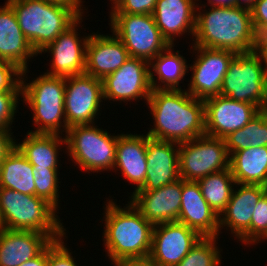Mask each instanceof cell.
<instances>
[{
  "label": "cell",
  "instance_id": "obj_39",
  "mask_svg": "<svg viewBox=\"0 0 267 266\" xmlns=\"http://www.w3.org/2000/svg\"><path fill=\"white\" fill-rule=\"evenodd\" d=\"M251 17L256 36L267 34V0L254 2Z\"/></svg>",
  "mask_w": 267,
  "mask_h": 266
},
{
  "label": "cell",
  "instance_id": "obj_41",
  "mask_svg": "<svg viewBox=\"0 0 267 266\" xmlns=\"http://www.w3.org/2000/svg\"><path fill=\"white\" fill-rule=\"evenodd\" d=\"M254 52L260 57L267 74V34L256 36V44Z\"/></svg>",
  "mask_w": 267,
  "mask_h": 266
},
{
  "label": "cell",
  "instance_id": "obj_30",
  "mask_svg": "<svg viewBox=\"0 0 267 266\" xmlns=\"http://www.w3.org/2000/svg\"><path fill=\"white\" fill-rule=\"evenodd\" d=\"M223 139L229 156L249 147L267 146V109L261 110L244 127Z\"/></svg>",
  "mask_w": 267,
  "mask_h": 266
},
{
  "label": "cell",
  "instance_id": "obj_42",
  "mask_svg": "<svg viewBox=\"0 0 267 266\" xmlns=\"http://www.w3.org/2000/svg\"><path fill=\"white\" fill-rule=\"evenodd\" d=\"M114 266H158L149 257L141 259H123L112 261Z\"/></svg>",
  "mask_w": 267,
  "mask_h": 266
},
{
  "label": "cell",
  "instance_id": "obj_18",
  "mask_svg": "<svg viewBox=\"0 0 267 266\" xmlns=\"http://www.w3.org/2000/svg\"><path fill=\"white\" fill-rule=\"evenodd\" d=\"M238 185L240 188L233 189L226 208L219 215V229L229 227L239 241L248 245L252 214L258 201L266 193V188L263 185Z\"/></svg>",
  "mask_w": 267,
  "mask_h": 266
},
{
  "label": "cell",
  "instance_id": "obj_23",
  "mask_svg": "<svg viewBox=\"0 0 267 266\" xmlns=\"http://www.w3.org/2000/svg\"><path fill=\"white\" fill-rule=\"evenodd\" d=\"M35 55L38 56L21 31L15 11L6 1L0 7V61L15 64L22 70L21 77H25L27 61Z\"/></svg>",
  "mask_w": 267,
  "mask_h": 266
},
{
  "label": "cell",
  "instance_id": "obj_16",
  "mask_svg": "<svg viewBox=\"0 0 267 266\" xmlns=\"http://www.w3.org/2000/svg\"><path fill=\"white\" fill-rule=\"evenodd\" d=\"M80 20H82V16L40 51L39 54L42 52H51L52 56L51 70H47L45 74L68 77L80 75L85 72L86 46L89 40V34L81 39L78 37V29L76 27H79Z\"/></svg>",
  "mask_w": 267,
  "mask_h": 266
},
{
  "label": "cell",
  "instance_id": "obj_28",
  "mask_svg": "<svg viewBox=\"0 0 267 266\" xmlns=\"http://www.w3.org/2000/svg\"><path fill=\"white\" fill-rule=\"evenodd\" d=\"M172 47L174 46L169 45L163 52L159 53L149 62L150 84L152 89H181L179 81H182L185 77L189 67L186 59L179 54L178 50L173 53ZM154 73L158 76L159 84H157V78L155 79L156 75Z\"/></svg>",
  "mask_w": 267,
  "mask_h": 266
},
{
  "label": "cell",
  "instance_id": "obj_26",
  "mask_svg": "<svg viewBox=\"0 0 267 266\" xmlns=\"http://www.w3.org/2000/svg\"><path fill=\"white\" fill-rule=\"evenodd\" d=\"M16 143V147L38 171L58 168V151L63 143L66 145V140L58 134L27 132L24 140Z\"/></svg>",
  "mask_w": 267,
  "mask_h": 266
},
{
  "label": "cell",
  "instance_id": "obj_13",
  "mask_svg": "<svg viewBox=\"0 0 267 266\" xmlns=\"http://www.w3.org/2000/svg\"><path fill=\"white\" fill-rule=\"evenodd\" d=\"M149 62L142 58L130 57L118 70L103 80V97L113 101L149 99L150 84Z\"/></svg>",
  "mask_w": 267,
  "mask_h": 266
},
{
  "label": "cell",
  "instance_id": "obj_44",
  "mask_svg": "<svg viewBox=\"0 0 267 266\" xmlns=\"http://www.w3.org/2000/svg\"><path fill=\"white\" fill-rule=\"evenodd\" d=\"M47 3L56 4L60 6H65L67 8H81L83 1L81 0H43Z\"/></svg>",
  "mask_w": 267,
  "mask_h": 266
},
{
  "label": "cell",
  "instance_id": "obj_25",
  "mask_svg": "<svg viewBox=\"0 0 267 266\" xmlns=\"http://www.w3.org/2000/svg\"><path fill=\"white\" fill-rule=\"evenodd\" d=\"M150 137L146 134H118L114 170L129 182L137 185V191L145 182L147 172L146 148Z\"/></svg>",
  "mask_w": 267,
  "mask_h": 266
},
{
  "label": "cell",
  "instance_id": "obj_2",
  "mask_svg": "<svg viewBox=\"0 0 267 266\" xmlns=\"http://www.w3.org/2000/svg\"><path fill=\"white\" fill-rule=\"evenodd\" d=\"M208 10L196 12L193 45L236 54L254 51L256 34L251 10L237 6H211Z\"/></svg>",
  "mask_w": 267,
  "mask_h": 266
},
{
  "label": "cell",
  "instance_id": "obj_24",
  "mask_svg": "<svg viewBox=\"0 0 267 266\" xmlns=\"http://www.w3.org/2000/svg\"><path fill=\"white\" fill-rule=\"evenodd\" d=\"M52 241L40 232L0 228V266H19L38 256Z\"/></svg>",
  "mask_w": 267,
  "mask_h": 266
},
{
  "label": "cell",
  "instance_id": "obj_46",
  "mask_svg": "<svg viewBox=\"0 0 267 266\" xmlns=\"http://www.w3.org/2000/svg\"><path fill=\"white\" fill-rule=\"evenodd\" d=\"M255 1L256 0H235V6L251 10L252 7L254 6Z\"/></svg>",
  "mask_w": 267,
  "mask_h": 266
},
{
  "label": "cell",
  "instance_id": "obj_6",
  "mask_svg": "<svg viewBox=\"0 0 267 266\" xmlns=\"http://www.w3.org/2000/svg\"><path fill=\"white\" fill-rule=\"evenodd\" d=\"M23 80L24 78L21 77L22 97L24 103L33 111V121L38 126L35 131L30 132L58 135L60 132L61 134L65 132L66 134L69 128L64 107L66 77L44 73L32 82L26 83Z\"/></svg>",
  "mask_w": 267,
  "mask_h": 266
},
{
  "label": "cell",
  "instance_id": "obj_32",
  "mask_svg": "<svg viewBox=\"0 0 267 266\" xmlns=\"http://www.w3.org/2000/svg\"><path fill=\"white\" fill-rule=\"evenodd\" d=\"M217 237H202L176 266H221Z\"/></svg>",
  "mask_w": 267,
  "mask_h": 266
},
{
  "label": "cell",
  "instance_id": "obj_43",
  "mask_svg": "<svg viewBox=\"0 0 267 266\" xmlns=\"http://www.w3.org/2000/svg\"><path fill=\"white\" fill-rule=\"evenodd\" d=\"M19 266H48V246L36 257Z\"/></svg>",
  "mask_w": 267,
  "mask_h": 266
},
{
  "label": "cell",
  "instance_id": "obj_47",
  "mask_svg": "<svg viewBox=\"0 0 267 266\" xmlns=\"http://www.w3.org/2000/svg\"><path fill=\"white\" fill-rule=\"evenodd\" d=\"M110 1H112V9L111 10H113V9H115L118 5H119V3L122 1V0H110Z\"/></svg>",
  "mask_w": 267,
  "mask_h": 266
},
{
  "label": "cell",
  "instance_id": "obj_14",
  "mask_svg": "<svg viewBox=\"0 0 267 266\" xmlns=\"http://www.w3.org/2000/svg\"><path fill=\"white\" fill-rule=\"evenodd\" d=\"M202 236L181 222L154 225L149 258L158 266H176Z\"/></svg>",
  "mask_w": 267,
  "mask_h": 266
},
{
  "label": "cell",
  "instance_id": "obj_15",
  "mask_svg": "<svg viewBox=\"0 0 267 266\" xmlns=\"http://www.w3.org/2000/svg\"><path fill=\"white\" fill-rule=\"evenodd\" d=\"M261 110L247 102L217 95L204 100L205 135L224 138L244 127Z\"/></svg>",
  "mask_w": 267,
  "mask_h": 266
},
{
  "label": "cell",
  "instance_id": "obj_37",
  "mask_svg": "<svg viewBox=\"0 0 267 266\" xmlns=\"http://www.w3.org/2000/svg\"><path fill=\"white\" fill-rule=\"evenodd\" d=\"M63 239L53 240L48 245V266H77Z\"/></svg>",
  "mask_w": 267,
  "mask_h": 266
},
{
  "label": "cell",
  "instance_id": "obj_29",
  "mask_svg": "<svg viewBox=\"0 0 267 266\" xmlns=\"http://www.w3.org/2000/svg\"><path fill=\"white\" fill-rule=\"evenodd\" d=\"M0 188L35 195L33 166L17 147L0 164Z\"/></svg>",
  "mask_w": 267,
  "mask_h": 266
},
{
  "label": "cell",
  "instance_id": "obj_3",
  "mask_svg": "<svg viewBox=\"0 0 267 266\" xmlns=\"http://www.w3.org/2000/svg\"><path fill=\"white\" fill-rule=\"evenodd\" d=\"M103 241L111 261L149 257L154 225L147 221L131 202L121 208L107 202Z\"/></svg>",
  "mask_w": 267,
  "mask_h": 266
},
{
  "label": "cell",
  "instance_id": "obj_4",
  "mask_svg": "<svg viewBox=\"0 0 267 266\" xmlns=\"http://www.w3.org/2000/svg\"><path fill=\"white\" fill-rule=\"evenodd\" d=\"M19 27L37 54L81 16L82 8H67L43 0H7Z\"/></svg>",
  "mask_w": 267,
  "mask_h": 266
},
{
  "label": "cell",
  "instance_id": "obj_27",
  "mask_svg": "<svg viewBox=\"0 0 267 266\" xmlns=\"http://www.w3.org/2000/svg\"><path fill=\"white\" fill-rule=\"evenodd\" d=\"M229 168L236 184H267V146L249 147L231 154Z\"/></svg>",
  "mask_w": 267,
  "mask_h": 266
},
{
  "label": "cell",
  "instance_id": "obj_22",
  "mask_svg": "<svg viewBox=\"0 0 267 266\" xmlns=\"http://www.w3.org/2000/svg\"><path fill=\"white\" fill-rule=\"evenodd\" d=\"M195 1L197 0L157 1L152 15L162 37L169 43V45H174L175 38H173V36L176 37L185 32H189L194 38L196 12L203 8H199V3L197 4Z\"/></svg>",
  "mask_w": 267,
  "mask_h": 266
},
{
  "label": "cell",
  "instance_id": "obj_8",
  "mask_svg": "<svg viewBox=\"0 0 267 266\" xmlns=\"http://www.w3.org/2000/svg\"><path fill=\"white\" fill-rule=\"evenodd\" d=\"M220 95L267 109V74L254 52L236 54L224 76Z\"/></svg>",
  "mask_w": 267,
  "mask_h": 266
},
{
  "label": "cell",
  "instance_id": "obj_12",
  "mask_svg": "<svg viewBox=\"0 0 267 266\" xmlns=\"http://www.w3.org/2000/svg\"><path fill=\"white\" fill-rule=\"evenodd\" d=\"M192 48L197 51V59L188 66L193 73L186 91L201 100L220 95L224 76L236 53L195 45Z\"/></svg>",
  "mask_w": 267,
  "mask_h": 266
},
{
  "label": "cell",
  "instance_id": "obj_19",
  "mask_svg": "<svg viewBox=\"0 0 267 266\" xmlns=\"http://www.w3.org/2000/svg\"><path fill=\"white\" fill-rule=\"evenodd\" d=\"M146 161V179L137 191L159 189L180 179L178 143L150 138L147 141Z\"/></svg>",
  "mask_w": 267,
  "mask_h": 266
},
{
  "label": "cell",
  "instance_id": "obj_7",
  "mask_svg": "<svg viewBox=\"0 0 267 266\" xmlns=\"http://www.w3.org/2000/svg\"><path fill=\"white\" fill-rule=\"evenodd\" d=\"M97 127L95 124L74 125L65 135L66 152L88 173L113 170L116 160L118 135H111Z\"/></svg>",
  "mask_w": 267,
  "mask_h": 266
},
{
  "label": "cell",
  "instance_id": "obj_36",
  "mask_svg": "<svg viewBox=\"0 0 267 266\" xmlns=\"http://www.w3.org/2000/svg\"><path fill=\"white\" fill-rule=\"evenodd\" d=\"M21 76L22 70L15 64L0 61V91H22Z\"/></svg>",
  "mask_w": 267,
  "mask_h": 266
},
{
  "label": "cell",
  "instance_id": "obj_34",
  "mask_svg": "<svg viewBox=\"0 0 267 266\" xmlns=\"http://www.w3.org/2000/svg\"><path fill=\"white\" fill-rule=\"evenodd\" d=\"M267 240V194L258 201L252 214L250 226V243ZM258 241V242H257Z\"/></svg>",
  "mask_w": 267,
  "mask_h": 266
},
{
  "label": "cell",
  "instance_id": "obj_9",
  "mask_svg": "<svg viewBox=\"0 0 267 266\" xmlns=\"http://www.w3.org/2000/svg\"><path fill=\"white\" fill-rule=\"evenodd\" d=\"M111 31L126 47L130 57L150 62L169 43L162 37L150 14H110Z\"/></svg>",
  "mask_w": 267,
  "mask_h": 266
},
{
  "label": "cell",
  "instance_id": "obj_5",
  "mask_svg": "<svg viewBox=\"0 0 267 266\" xmlns=\"http://www.w3.org/2000/svg\"><path fill=\"white\" fill-rule=\"evenodd\" d=\"M56 210L42 197L0 188V228L36 231L53 240L62 239L66 229Z\"/></svg>",
  "mask_w": 267,
  "mask_h": 266
},
{
  "label": "cell",
  "instance_id": "obj_17",
  "mask_svg": "<svg viewBox=\"0 0 267 266\" xmlns=\"http://www.w3.org/2000/svg\"><path fill=\"white\" fill-rule=\"evenodd\" d=\"M131 203L153 225L178 220L182 178L151 191L132 192Z\"/></svg>",
  "mask_w": 267,
  "mask_h": 266
},
{
  "label": "cell",
  "instance_id": "obj_11",
  "mask_svg": "<svg viewBox=\"0 0 267 266\" xmlns=\"http://www.w3.org/2000/svg\"><path fill=\"white\" fill-rule=\"evenodd\" d=\"M102 99L101 79L86 73L66 77L64 107L67 126L94 124Z\"/></svg>",
  "mask_w": 267,
  "mask_h": 266
},
{
  "label": "cell",
  "instance_id": "obj_38",
  "mask_svg": "<svg viewBox=\"0 0 267 266\" xmlns=\"http://www.w3.org/2000/svg\"><path fill=\"white\" fill-rule=\"evenodd\" d=\"M158 0H122L110 14H150Z\"/></svg>",
  "mask_w": 267,
  "mask_h": 266
},
{
  "label": "cell",
  "instance_id": "obj_31",
  "mask_svg": "<svg viewBox=\"0 0 267 266\" xmlns=\"http://www.w3.org/2000/svg\"><path fill=\"white\" fill-rule=\"evenodd\" d=\"M197 182L204 199L219 216L231 198L234 185L237 187L230 168L209 174Z\"/></svg>",
  "mask_w": 267,
  "mask_h": 266
},
{
  "label": "cell",
  "instance_id": "obj_1",
  "mask_svg": "<svg viewBox=\"0 0 267 266\" xmlns=\"http://www.w3.org/2000/svg\"><path fill=\"white\" fill-rule=\"evenodd\" d=\"M147 105L155 124L150 138L180 144L205 135L204 100L186 90L152 89Z\"/></svg>",
  "mask_w": 267,
  "mask_h": 266
},
{
  "label": "cell",
  "instance_id": "obj_10",
  "mask_svg": "<svg viewBox=\"0 0 267 266\" xmlns=\"http://www.w3.org/2000/svg\"><path fill=\"white\" fill-rule=\"evenodd\" d=\"M229 160L223 138L202 135L179 144V174L185 181L229 169Z\"/></svg>",
  "mask_w": 267,
  "mask_h": 266
},
{
  "label": "cell",
  "instance_id": "obj_33",
  "mask_svg": "<svg viewBox=\"0 0 267 266\" xmlns=\"http://www.w3.org/2000/svg\"><path fill=\"white\" fill-rule=\"evenodd\" d=\"M58 172V169H39L37 171L33 168L35 195L47 200L56 209L59 208Z\"/></svg>",
  "mask_w": 267,
  "mask_h": 266
},
{
  "label": "cell",
  "instance_id": "obj_20",
  "mask_svg": "<svg viewBox=\"0 0 267 266\" xmlns=\"http://www.w3.org/2000/svg\"><path fill=\"white\" fill-rule=\"evenodd\" d=\"M178 222L197 231L202 237H217L219 216L204 199L198 182L182 179L181 207Z\"/></svg>",
  "mask_w": 267,
  "mask_h": 266
},
{
  "label": "cell",
  "instance_id": "obj_45",
  "mask_svg": "<svg viewBox=\"0 0 267 266\" xmlns=\"http://www.w3.org/2000/svg\"><path fill=\"white\" fill-rule=\"evenodd\" d=\"M210 6H235V0H208Z\"/></svg>",
  "mask_w": 267,
  "mask_h": 266
},
{
  "label": "cell",
  "instance_id": "obj_35",
  "mask_svg": "<svg viewBox=\"0 0 267 266\" xmlns=\"http://www.w3.org/2000/svg\"><path fill=\"white\" fill-rule=\"evenodd\" d=\"M22 91H0V129H11Z\"/></svg>",
  "mask_w": 267,
  "mask_h": 266
},
{
  "label": "cell",
  "instance_id": "obj_21",
  "mask_svg": "<svg viewBox=\"0 0 267 266\" xmlns=\"http://www.w3.org/2000/svg\"><path fill=\"white\" fill-rule=\"evenodd\" d=\"M130 55L123 42L113 36L92 33L86 46V74L103 80L118 70Z\"/></svg>",
  "mask_w": 267,
  "mask_h": 266
},
{
  "label": "cell",
  "instance_id": "obj_40",
  "mask_svg": "<svg viewBox=\"0 0 267 266\" xmlns=\"http://www.w3.org/2000/svg\"><path fill=\"white\" fill-rule=\"evenodd\" d=\"M10 130L11 129H0V164L16 147V140L11 137L13 133H11Z\"/></svg>",
  "mask_w": 267,
  "mask_h": 266
}]
</instances>
